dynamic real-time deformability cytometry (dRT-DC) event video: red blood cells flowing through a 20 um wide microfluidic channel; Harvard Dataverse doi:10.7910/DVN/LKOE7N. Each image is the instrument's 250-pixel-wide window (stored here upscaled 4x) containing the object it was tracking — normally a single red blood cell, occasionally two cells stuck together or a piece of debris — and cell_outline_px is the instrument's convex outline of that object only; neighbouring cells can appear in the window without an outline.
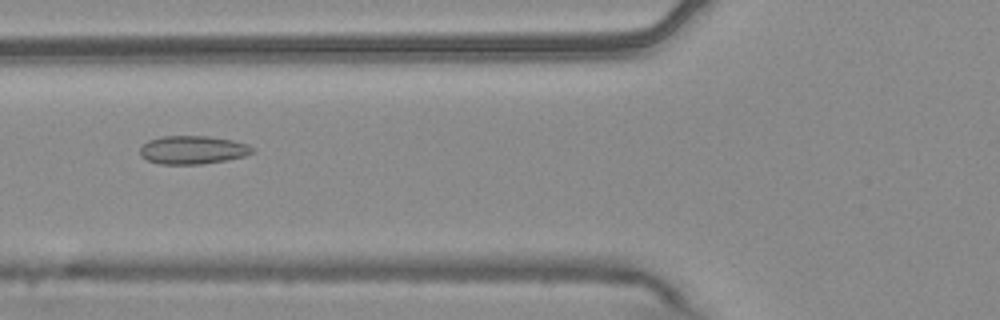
{"species": "common noctule bat (a hibernating species)", "species_latin": "Nyctalus noctula", "temperature_condition": "warm", "stored_images_in_passage": 8, "camera_frame_rate_fps": 3000, "um_per_image_px": 0.085, "animal": {"sex": "male", "body_mass_g": 20.4}, "frame": {"image": 1, "passage_image": 5, "time_ms": 1.333, "image_size_px": [1000, 320], "cell_outline_px": [[252, 152], [244, 156], [228, 160], [204, 164], [160, 164], [148, 160], [140, 156], [140, 148], [148, 140], [160, 136], [208, 136], [232, 140], [248, 144], [252, 148]], "centroid_in_image_um": [16.36, 12.74], "position_along_channel_um": 109.4, "area_um2": 18.55}}
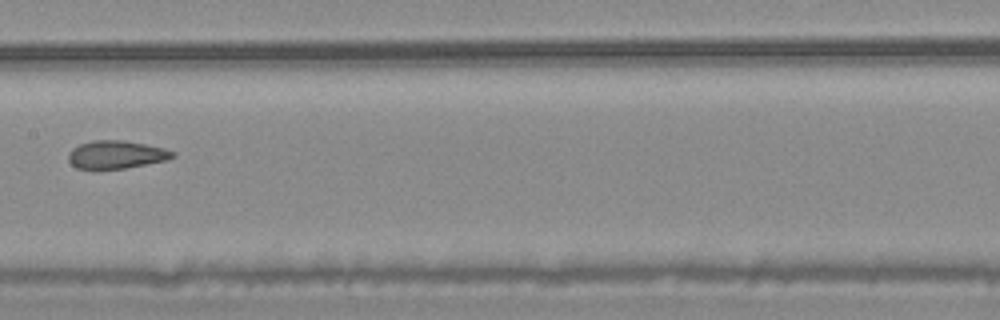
{"frame": {"image": 2, "passage_image": 7, "time_ms": 2.0, "image_size_px": [1000, 320], "cell_outline_px": [[176, 156], [168, 160], [124, 168], [96, 172], [76, 168], [68, 160], [68, 152], [72, 148], [80, 144], [92, 140], [120, 140], [144, 144], [164, 148], [176, 152]], "centroid_in_image_um": [9.83, 13.18], "position_along_channel_um": 197.6, "area_um2": 17.57}}
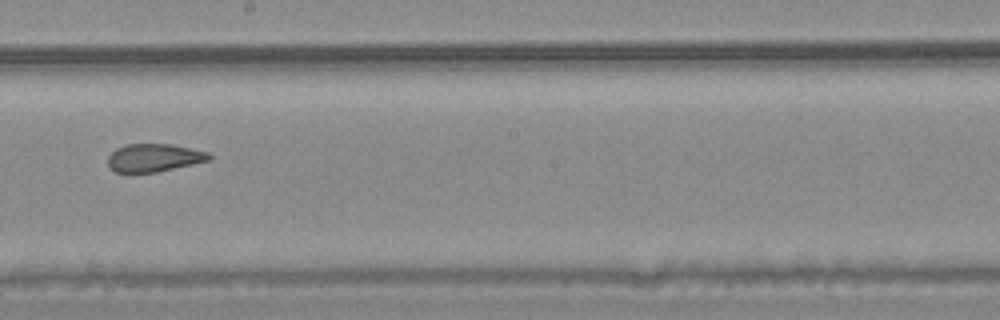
{"frame": {"image": 3, "passage_image": 8, "time_ms": 2.333, "image_size_px": [1000, 320], "cell_outline_px": [[212, 156], [208, 160], [192, 164], [156, 172], [116, 172], [108, 164], [108, 156], [116, 148], [128, 144], [172, 144], [208, 152]], "centroid_in_image_um": [13.08, 13.4], "position_along_channel_um": 235.1, "area_um2": 16.24}}